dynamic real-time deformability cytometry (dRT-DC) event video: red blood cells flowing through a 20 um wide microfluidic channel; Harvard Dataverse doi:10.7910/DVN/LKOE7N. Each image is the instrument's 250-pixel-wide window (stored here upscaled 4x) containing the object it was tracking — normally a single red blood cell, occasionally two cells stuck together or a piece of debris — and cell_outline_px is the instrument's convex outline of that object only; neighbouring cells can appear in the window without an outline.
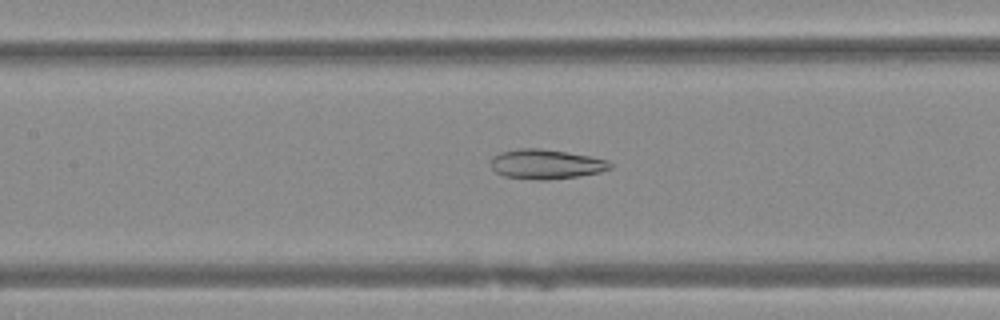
{"species": "Egyptian fruit bat (a non-hibernating species)", "species_latin": "Rousettus aegyptiacus", "temperature_condition": "warm", "stored_images_in_passage": 49, "camera_frame_rate_fps": 3000, "um_per_image_px": 0.085, "animal": {"sex": "female"}, "frame": {"image": 1, "passage_image": 22, "time_ms": 7.0, "image_size_px": [1000, 320], "cell_outline_px": [[612, 168], [600, 172], [576, 176], [544, 180], [536, 180], [504, 176], [496, 172], [492, 168], [492, 156], [504, 152], [520, 148], [540, 148], [588, 156], [608, 160], [612, 164]], "centroid_in_image_um": [46.42, 13.96], "position_along_channel_um": 161.0, "area_um2": 20.29}}
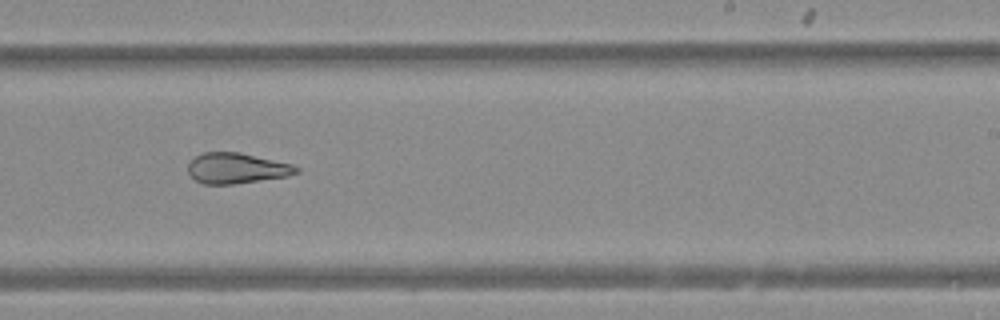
{"frame": {"image": 2, "passage_image": 30, "time_ms": 9.667, "image_size_px": [1000, 320], "cell_outline_px": [[300, 172], [288, 176], [232, 184], [204, 184], [196, 180], [188, 172], [188, 164], [196, 156], [204, 152], [240, 152], [292, 164], [300, 168]], "centroid_in_image_um": [20.13, 14.29], "position_along_channel_um": 268.9, "area_um2": 19.19}}
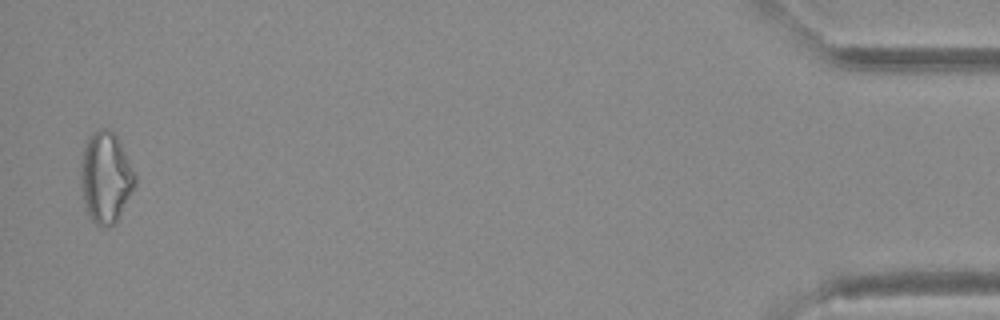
{"frame": {"image": 3, "passage_image": 48, "time_ms": 15.667, "image_size_px": [1000, 320], "cell_outline_px": [[136, 184], [116, 220], [108, 228], [100, 228], [92, 220], [88, 212], [84, 200], [84, 148], [88, 140], [100, 128], [108, 128], [116, 136], [136, 176]], "centroid_in_image_um": [9.04, 15.12], "position_along_channel_um": 426.2, "area_um2": 27.11}}